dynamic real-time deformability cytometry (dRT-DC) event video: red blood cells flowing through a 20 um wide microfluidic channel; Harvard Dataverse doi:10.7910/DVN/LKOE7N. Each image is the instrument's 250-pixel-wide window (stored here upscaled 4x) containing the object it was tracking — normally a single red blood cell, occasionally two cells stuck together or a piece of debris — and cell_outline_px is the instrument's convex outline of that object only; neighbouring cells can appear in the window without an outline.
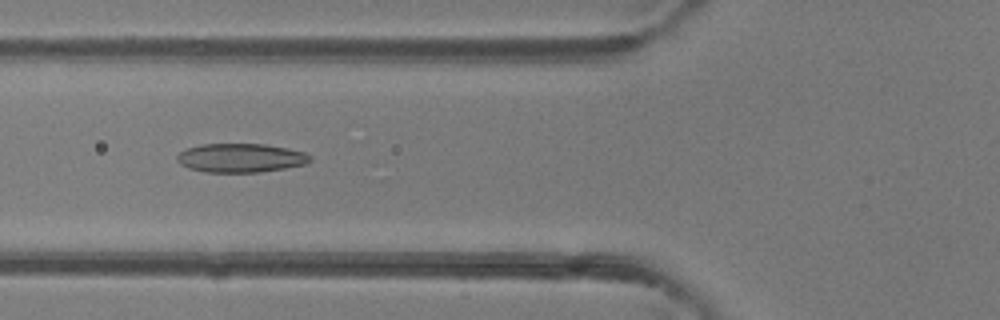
{"species": "common noctule bat (a hibernating species)", "species_latin": "Nyctalus noctula", "temperature_condition": "room temperature", "stored_images_in_passage": 37, "camera_frame_rate_fps": 3000, "um_per_image_px": 0.085, "animal": {"sex": "female"}, "frame": {"image": 1, "passage_image": 8, "time_ms": 2.333, "image_size_px": [1000, 320], "cell_outline_px": [[312, 160], [304, 164], [284, 168], [260, 172], [204, 172], [188, 168], [180, 164], [176, 160], [176, 156], [180, 152], [188, 148], [200, 144], [264, 144], [288, 148], [304, 152], [312, 156]], "centroid_in_image_um": [20.44, 13.42], "position_along_channel_um": 105.4, "area_um2": 22.43}}
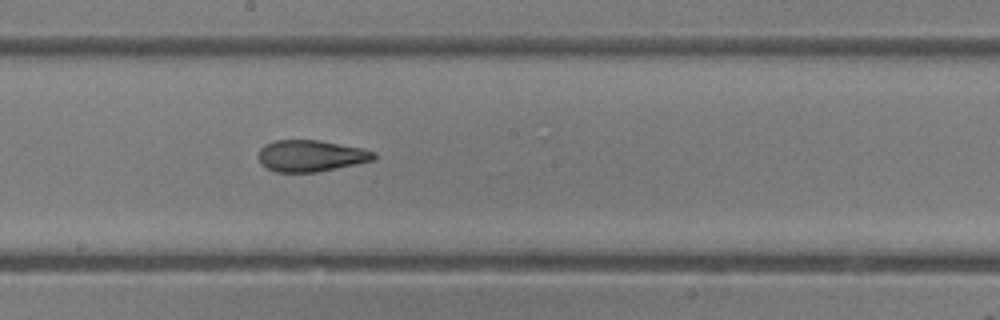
{"frame": {"image": 2, "passage_image": 16, "time_ms": 5.0, "image_size_px": [1000, 320], "cell_outline_px": [[376, 160], [316, 172], [276, 172], [260, 164], [260, 148], [264, 144], [272, 140], [320, 140], [364, 148], [376, 152]], "centroid_in_image_um": [26.46, 13.23], "position_along_channel_um": 221.7, "area_um2": 21.33}}
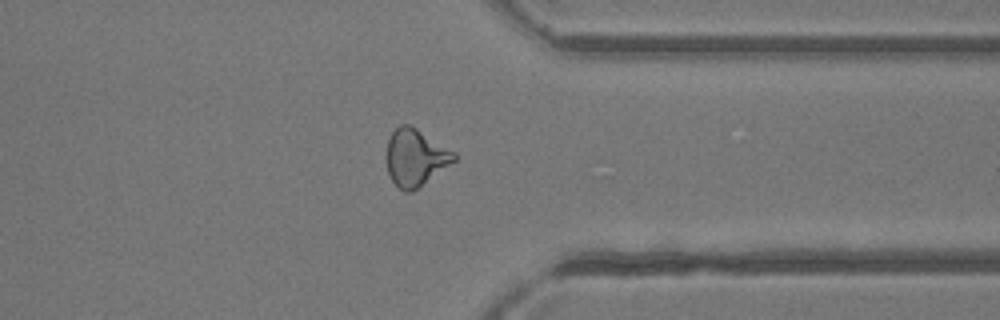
{"frame": {"image": 3, "passage_image": 27, "time_ms": 8.667, "image_size_px": [1000, 320], "cell_outline_px": [[456, 160], [412, 192], [404, 192], [392, 180], [388, 172], [388, 140], [392, 132], [400, 124], [408, 124], [416, 128], [456, 152]], "centroid_in_image_um": [35.33, 13.38], "position_along_channel_um": 376.1, "area_um2": 22.02}, "authors_computed_cell_mechanics": {"area_um2": 22.0796, "velocity_mm_per_s": 4.345, "shape_relaxation_time_tau1_ms": 5.4733, "shape_relaxation_time_tau2_ms": 1.7667, "deformation_change_tau1": 0.1696, "deformation_change_tau2": 0.1024}}